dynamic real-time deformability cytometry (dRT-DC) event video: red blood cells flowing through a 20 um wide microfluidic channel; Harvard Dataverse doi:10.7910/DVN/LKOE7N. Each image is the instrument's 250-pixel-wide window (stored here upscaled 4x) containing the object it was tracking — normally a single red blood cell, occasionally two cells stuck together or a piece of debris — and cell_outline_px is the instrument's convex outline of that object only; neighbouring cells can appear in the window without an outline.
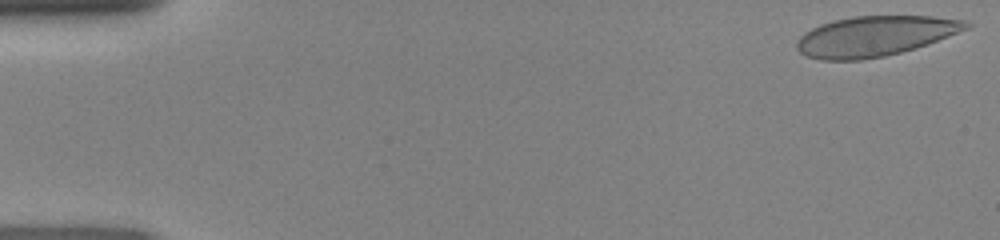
{"species": "human", "species_latin": "Homo sapiens", "temperature_condition": "room temperature", "stored_images_in_passage": 46, "camera_frame_rate_fps": 3000, "um_per_image_px": 0.085, "donor": {"sex": "female"}, "frame": {"image": 1, "passage_image": 1, "time_ms": 0.0, "image_size_px": [1000, 240], "cell_outline_px": [[972, 24], [968, 28], [948, 36], [916, 48], [884, 56], [860, 60], [820, 60], [808, 56], [800, 52], [796, 48], [796, 40], [804, 32], [820, 24], [836, 20], [856, 16], [932, 16], [964, 20]], "centroid_in_image_um": [74.34, 3.07], "position_along_channel_um": 10.7, "area_um2": 39.42}}
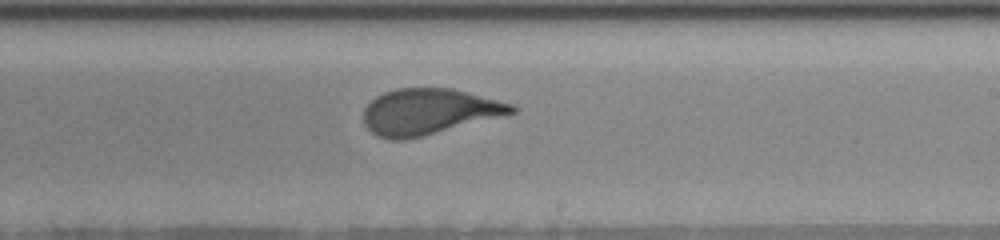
{"frame": {"image": 2, "passage_image": 28, "time_ms": 9.0, "image_size_px": [1000, 240], "cell_outline_px": [[520, 108], [516, 112], [404, 140], [392, 140], [380, 136], [372, 132], [364, 124], [364, 108], [376, 96], [384, 92], [396, 88], [452, 88], [512, 104]], "centroid_in_image_um": [36.42, 9.47], "position_along_channel_um": 252.6, "area_um2": 38.96}}
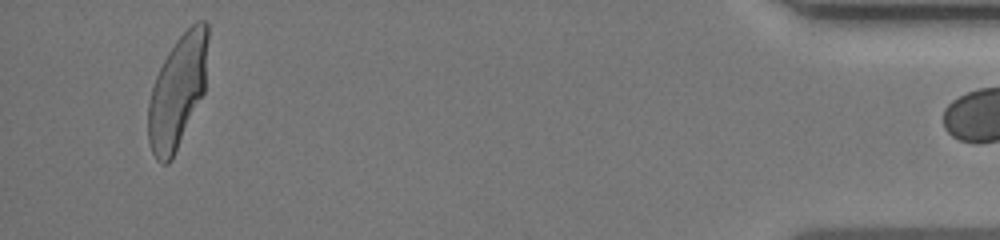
{"frame": {"image": 3, "passage_image": 45, "time_ms": 14.667, "image_size_px": [1000, 240], "cell_outline_px": [[208, 40], [204, 92], [172, 160], [168, 164], [160, 164], [156, 160], [152, 152], [148, 140], [148, 104], [152, 84], [168, 52], [176, 40], [196, 20], [204, 20], [208, 24]], "centroid_in_image_um": [15.08, 7.78], "position_along_channel_um": 420.1, "area_um2": 39.25}}